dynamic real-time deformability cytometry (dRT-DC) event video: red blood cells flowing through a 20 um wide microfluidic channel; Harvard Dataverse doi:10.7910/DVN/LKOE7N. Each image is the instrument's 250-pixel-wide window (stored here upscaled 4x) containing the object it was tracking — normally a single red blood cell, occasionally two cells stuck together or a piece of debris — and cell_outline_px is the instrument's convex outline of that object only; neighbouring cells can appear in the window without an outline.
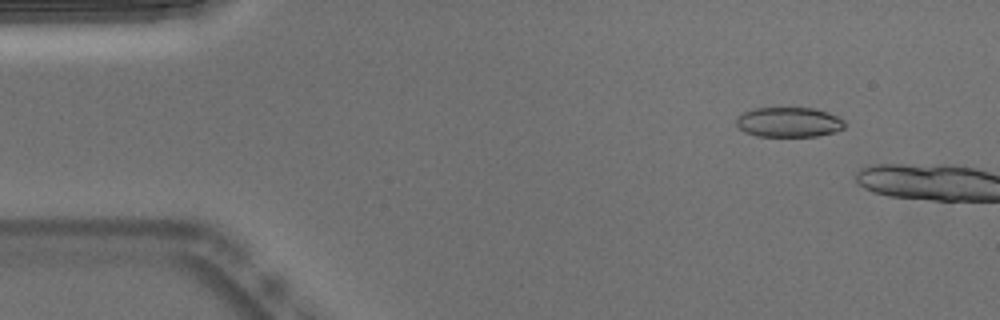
{"species": "Egyptian fruit bat (a non-hibernating species)", "species_latin": "Rousettus aegyptiacus", "temperature_condition": "warm", "stored_images_in_passage": 9, "camera_frame_rate_fps": 3000, "um_per_image_px": 0.085, "animal": {"sex": "male"}, "frame": {"image": 1, "passage_image": 6, "time_ms": 1.667, "image_size_px": [1000, 320], "cell_outline_px": [[844, 128], [836, 132], [816, 136], [756, 136], [744, 132], [736, 124], [736, 116], [752, 108], [816, 108], [828, 112], [844, 120]], "centroid_in_image_um": [67.04, 10.38], "position_along_channel_um": 18.0, "area_um2": 19.02}}